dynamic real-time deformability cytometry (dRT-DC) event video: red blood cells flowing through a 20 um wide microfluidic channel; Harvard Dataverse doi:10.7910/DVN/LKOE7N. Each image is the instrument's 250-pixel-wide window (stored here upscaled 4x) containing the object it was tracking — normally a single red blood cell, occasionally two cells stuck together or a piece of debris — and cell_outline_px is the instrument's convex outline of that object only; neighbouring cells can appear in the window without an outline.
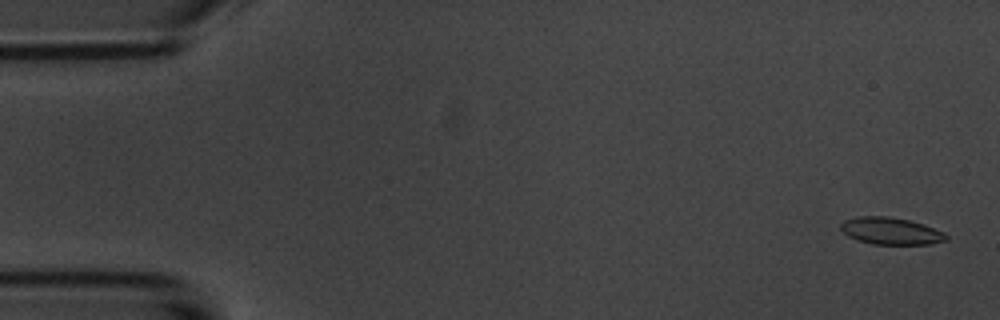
{"species": "common noctule bat (a hibernating species)", "species_latin": "Nyctalus noctula", "temperature_condition": "room temperature", "stored_images_in_passage": 5, "camera_frame_rate_fps": 3000, "um_per_image_px": 0.085, "animal": {"sex": "male", "body_mass_g": 20.1, "forearm_length_mm": 53.5}, "frame": {"image": 1, "passage_image": 1, "time_ms": 0.0, "image_size_px": [1000, 320], "cell_outline_px": [[948, 240], [932, 244], [872, 244], [856, 240], [848, 236], [840, 228], [840, 224], [844, 220], [860, 216], [888, 216], [908, 220], [924, 224], [944, 232], [948, 236]], "centroid_in_image_um": [75.73, 19.64], "position_along_channel_um": 9.3, "area_um2": 16.7}}
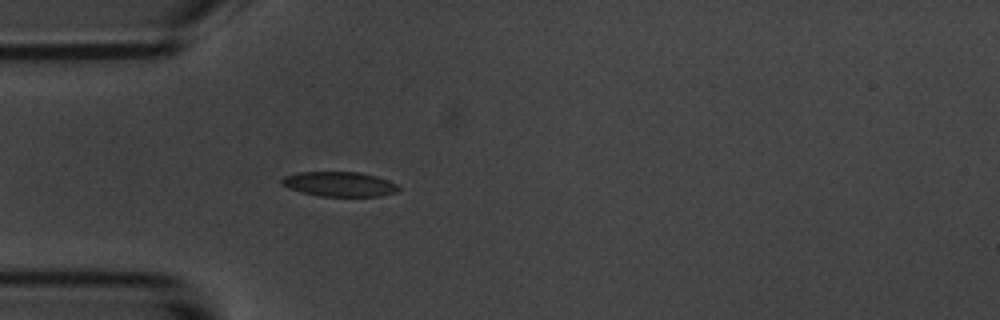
{"frame": {"image": 2, "passage_image": 5, "time_ms": 4.667, "image_size_px": [1000, 320], "cell_outline_px": [[400, 188], [396, 192], [380, 196], [320, 196], [300, 192], [288, 188], [280, 184], [280, 180], [284, 176], [296, 172], [360, 172], [376, 176], [388, 180], [396, 184]], "centroid_in_image_um": [28.8, 15.64], "position_along_channel_um": 56.2, "area_um2": 16.94}}